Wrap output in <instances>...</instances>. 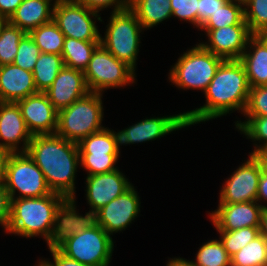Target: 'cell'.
<instances>
[{
	"label": "cell",
	"mask_w": 267,
	"mask_h": 266,
	"mask_svg": "<svg viewBox=\"0 0 267 266\" xmlns=\"http://www.w3.org/2000/svg\"><path fill=\"white\" fill-rule=\"evenodd\" d=\"M244 20V3L239 0H229L200 26L199 29H219L238 25Z\"/></svg>",
	"instance_id": "83f0119b"
},
{
	"label": "cell",
	"mask_w": 267,
	"mask_h": 266,
	"mask_svg": "<svg viewBox=\"0 0 267 266\" xmlns=\"http://www.w3.org/2000/svg\"><path fill=\"white\" fill-rule=\"evenodd\" d=\"M38 93L33 73L11 63L0 66V102H13Z\"/></svg>",
	"instance_id": "44dd1931"
},
{
	"label": "cell",
	"mask_w": 267,
	"mask_h": 266,
	"mask_svg": "<svg viewBox=\"0 0 267 266\" xmlns=\"http://www.w3.org/2000/svg\"><path fill=\"white\" fill-rule=\"evenodd\" d=\"M76 198H65L55 212L54 226L47 243L48 249H58L73 235L97 224L96 213H78Z\"/></svg>",
	"instance_id": "5bb4252c"
},
{
	"label": "cell",
	"mask_w": 267,
	"mask_h": 266,
	"mask_svg": "<svg viewBox=\"0 0 267 266\" xmlns=\"http://www.w3.org/2000/svg\"><path fill=\"white\" fill-rule=\"evenodd\" d=\"M53 262L49 259H39L42 266H88L64 255L59 249H49Z\"/></svg>",
	"instance_id": "7bdbcfd3"
},
{
	"label": "cell",
	"mask_w": 267,
	"mask_h": 266,
	"mask_svg": "<svg viewBox=\"0 0 267 266\" xmlns=\"http://www.w3.org/2000/svg\"><path fill=\"white\" fill-rule=\"evenodd\" d=\"M194 266H231V256L227 253L220 239L204 242L196 253Z\"/></svg>",
	"instance_id": "f546056e"
},
{
	"label": "cell",
	"mask_w": 267,
	"mask_h": 266,
	"mask_svg": "<svg viewBox=\"0 0 267 266\" xmlns=\"http://www.w3.org/2000/svg\"><path fill=\"white\" fill-rule=\"evenodd\" d=\"M235 128L244 134L246 139L254 142V150L249 154H255L260 148L267 145V116L246 118L245 121L237 120Z\"/></svg>",
	"instance_id": "1f68e13d"
},
{
	"label": "cell",
	"mask_w": 267,
	"mask_h": 266,
	"mask_svg": "<svg viewBox=\"0 0 267 266\" xmlns=\"http://www.w3.org/2000/svg\"><path fill=\"white\" fill-rule=\"evenodd\" d=\"M100 14L77 0H57L53 10V21L65 37L100 41L101 34L95 23L96 20L103 22Z\"/></svg>",
	"instance_id": "30bf717a"
},
{
	"label": "cell",
	"mask_w": 267,
	"mask_h": 266,
	"mask_svg": "<svg viewBox=\"0 0 267 266\" xmlns=\"http://www.w3.org/2000/svg\"><path fill=\"white\" fill-rule=\"evenodd\" d=\"M26 152L43 172L53 193L76 198L75 178L80 166L77 143L57 134L32 135Z\"/></svg>",
	"instance_id": "7a4b0ae2"
},
{
	"label": "cell",
	"mask_w": 267,
	"mask_h": 266,
	"mask_svg": "<svg viewBox=\"0 0 267 266\" xmlns=\"http://www.w3.org/2000/svg\"><path fill=\"white\" fill-rule=\"evenodd\" d=\"M245 118L267 116V85L250 87Z\"/></svg>",
	"instance_id": "74e56055"
},
{
	"label": "cell",
	"mask_w": 267,
	"mask_h": 266,
	"mask_svg": "<svg viewBox=\"0 0 267 266\" xmlns=\"http://www.w3.org/2000/svg\"><path fill=\"white\" fill-rule=\"evenodd\" d=\"M90 92L103 93L108 89L135 84L136 71L127 63L118 60L101 44L95 49L84 71Z\"/></svg>",
	"instance_id": "ba28073f"
},
{
	"label": "cell",
	"mask_w": 267,
	"mask_h": 266,
	"mask_svg": "<svg viewBox=\"0 0 267 266\" xmlns=\"http://www.w3.org/2000/svg\"><path fill=\"white\" fill-rule=\"evenodd\" d=\"M172 17L186 21L198 28L199 0H170Z\"/></svg>",
	"instance_id": "f35d334b"
},
{
	"label": "cell",
	"mask_w": 267,
	"mask_h": 266,
	"mask_svg": "<svg viewBox=\"0 0 267 266\" xmlns=\"http://www.w3.org/2000/svg\"><path fill=\"white\" fill-rule=\"evenodd\" d=\"M22 1L23 0H0V15L9 20Z\"/></svg>",
	"instance_id": "f6af8a7d"
},
{
	"label": "cell",
	"mask_w": 267,
	"mask_h": 266,
	"mask_svg": "<svg viewBox=\"0 0 267 266\" xmlns=\"http://www.w3.org/2000/svg\"><path fill=\"white\" fill-rule=\"evenodd\" d=\"M4 185L10 199L42 197L52 193L43 172L27 152L8 154L5 162Z\"/></svg>",
	"instance_id": "52a82bcc"
},
{
	"label": "cell",
	"mask_w": 267,
	"mask_h": 266,
	"mask_svg": "<svg viewBox=\"0 0 267 266\" xmlns=\"http://www.w3.org/2000/svg\"><path fill=\"white\" fill-rule=\"evenodd\" d=\"M250 86L240 60H224L204 92L203 106L185 112L187 127L238 111L244 114Z\"/></svg>",
	"instance_id": "6da1fadb"
},
{
	"label": "cell",
	"mask_w": 267,
	"mask_h": 266,
	"mask_svg": "<svg viewBox=\"0 0 267 266\" xmlns=\"http://www.w3.org/2000/svg\"><path fill=\"white\" fill-rule=\"evenodd\" d=\"M260 234L267 241V208H263L260 221Z\"/></svg>",
	"instance_id": "7dc6e473"
},
{
	"label": "cell",
	"mask_w": 267,
	"mask_h": 266,
	"mask_svg": "<svg viewBox=\"0 0 267 266\" xmlns=\"http://www.w3.org/2000/svg\"><path fill=\"white\" fill-rule=\"evenodd\" d=\"M29 35L39 47L41 53L61 55L65 36L53 20L40 25L32 30Z\"/></svg>",
	"instance_id": "4316f807"
},
{
	"label": "cell",
	"mask_w": 267,
	"mask_h": 266,
	"mask_svg": "<svg viewBox=\"0 0 267 266\" xmlns=\"http://www.w3.org/2000/svg\"><path fill=\"white\" fill-rule=\"evenodd\" d=\"M244 20L253 35H267V0H244Z\"/></svg>",
	"instance_id": "d6a6232c"
},
{
	"label": "cell",
	"mask_w": 267,
	"mask_h": 266,
	"mask_svg": "<svg viewBox=\"0 0 267 266\" xmlns=\"http://www.w3.org/2000/svg\"><path fill=\"white\" fill-rule=\"evenodd\" d=\"M8 154V152L0 149V183L4 182L5 162Z\"/></svg>",
	"instance_id": "681fc988"
},
{
	"label": "cell",
	"mask_w": 267,
	"mask_h": 266,
	"mask_svg": "<svg viewBox=\"0 0 267 266\" xmlns=\"http://www.w3.org/2000/svg\"><path fill=\"white\" fill-rule=\"evenodd\" d=\"M64 196L51 193L42 197L11 199L7 234L25 238L41 236L48 243L54 226L55 212Z\"/></svg>",
	"instance_id": "3957f363"
},
{
	"label": "cell",
	"mask_w": 267,
	"mask_h": 266,
	"mask_svg": "<svg viewBox=\"0 0 267 266\" xmlns=\"http://www.w3.org/2000/svg\"><path fill=\"white\" fill-rule=\"evenodd\" d=\"M64 67L61 55L40 53L34 66L33 77L38 92H45Z\"/></svg>",
	"instance_id": "484cf974"
},
{
	"label": "cell",
	"mask_w": 267,
	"mask_h": 266,
	"mask_svg": "<svg viewBox=\"0 0 267 266\" xmlns=\"http://www.w3.org/2000/svg\"><path fill=\"white\" fill-rule=\"evenodd\" d=\"M140 197L134 186L96 212L97 224L110 236L124 231L140 214Z\"/></svg>",
	"instance_id": "4fadbf2b"
},
{
	"label": "cell",
	"mask_w": 267,
	"mask_h": 266,
	"mask_svg": "<svg viewBox=\"0 0 267 266\" xmlns=\"http://www.w3.org/2000/svg\"><path fill=\"white\" fill-rule=\"evenodd\" d=\"M11 199L4 182L0 183V226H2L5 233L10 220Z\"/></svg>",
	"instance_id": "b9f144b4"
},
{
	"label": "cell",
	"mask_w": 267,
	"mask_h": 266,
	"mask_svg": "<svg viewBox=\"0 0 267 266\" xmlns=\"http://www.w3.org/2000/svg\"><path fill=\"white\" fill-rule=\"evenodd\" d=\"M78 149L79 154H119L111 129L107 127L82 139Z\"/></svg>",
	"instance_id": "4dcf8cb0"
},
{
	"label": "cell",
	"mask_w": 267,
	"mask_h": 266,
	"mask_svg": "<svg viewBox=\"0 0 267 266\" xmlns=\"http://www.w3.org/2000/svg\"><path fill=\"white\" fill-rule=\"evenodd\" d=\"M231 266H267V241L260 234L231 256Z\"/></svg>",
	"instance_id": "f1b7e54d"
},
{
	"label": "cell",
	"mask_w": 267,
	"mask_h": 266,
	"mask_svg": "<svg viewBox=\"0 0 267 266\" xmlns=\"http://www.w3.org/2000/svg\"><path fill=\"white\" fill-rule=\"evenodd\" d=\"M16 103L32 135L55 134L58 111L44 92L27 96Z\"/></svg>",
	"instance_id": "d6986e66"
},
{
	"label": "cell",
	"mask_w": 267,
	"mask_h": 266,
	"mask_svg": "<svg viewBox=\"0 0 267 266\" xmlns=\"http://www.w3.org/2000/svg\"><path fill=\"white\" fill-rule=\"evenodd\" d=\"M263 207L257 201L219 203L209 218L216 231H234L244 227H260Z\"/></svg>",
	"instance_id": "e0dca14e"
},
{
	"label": "cell",
	"mask_w": 267,
	"mask_h": 266,
	"mask_svg": "<svg viewBox=\"0 0 267 266\" xmlns=\"http://www.w3.org/2000/svg\"><path fill=\"white\" fill-rule=\"evenodd\" d=\"M89 92L84 72L64 66L44 93L55 109L60 111Z\"/></svg>",
	"instance_id": "ffe728a7"
},
{
	"label": "cell",
	"mask_w": 267,
	"mask_h": 266,
	"mask_svg": "<svg viewBox=\"0 0 267 266\" xmlns=\"http://www.w3.org/2000/svg\"><path fill=\"white\" fill-rule=\"evenodd\" d=\"M80 166L87 171V175L111 172L119 169L116 164L119 154H79Z\"/></svg>",
	"instance_id": "d590c367"
},
{
	"label": "cell",
	"mask_w": 267,
	"mask_h": 266,
	"mask_svg": "<svg viewBox=\"0 0 267 266\" xmlns=\"http://www.w3.org/2000/svg\"><path fill=\"white\" fill-rule=\"evenodd\" d=\"M100 41H83L65 37L61 56L64 66L85 71Z\"/></svg>",
	"instance_id": "d4e9b609"
},
{
	"label": "cell",
	"mask_w": 267,
	"mask_h": 266,
	"mask_svg": "<svg viewBox=\"0 0 267 266\" xmlns=\"http://www.w3.org/2000/svg\"><path fill=\"white\" fill-rule=\"evenodd\" d=\"M40 53L39 47L32 37L26 33L19 42L17 55L15 56L13 64L24 70L33 72Z\"/></svg>",
	"instance_id": "8d00e7d4"
},
{
	"label": "cell",
	"mask_w": 267,
	"mask_h": 266,
	"mask_svg": "<svg viewBox=\"0 0 267 266\" xmlns=\"http://www.w3.org/2000/svg\"><path fill=\"white\" fill-rule=\"evenodd\" d=\"M261 162V169H267V145L254 154Z\"/></svg>",
	"instance_id": "c3c4849f"
},
{
	"label": "cell",
	"mask_w": 267,
	"mask_h": 266,
	"mask_svg": "<svg viewBox=\"0 0 267 266\" xmlns=\"http://www.w3.org/2000/svg\"><path fill=\"white\" fill-rule=\"evenodd\" d=\"M227 253L232 256L260 235V227H244L234 231H217Z\"/></svg>",
	"instance_id": "e575fe53"
},
{
	"label": "cell",
	"mask_w": 267,
	"mask_h": 266,
	"mask_svg": "<svg viewBox=\"0 0 267 266\" xmlns=\"http://www.w3.org/2000/svg\"><path fill=\"white\" fill-rule=\"evenodd\" d=\"M223 61L224 59L196 43L191 49L187 48L172 65L168 80L178 89L205 92Z\"/></svg>",
	"instance_id": "8992f818"
},
{
	"label": "cell",
	"mask_w": 267,
	"mask_h": 266,
	"mask_svg": "<svg viewBox=\"0 0 267 266\" xmlns=\"http://www.w3.org/2000/svg\"><path fill=\"white\" fill-rule=\"evenodd\" d=\"M38 264H35L36 266H42L39 262H37Z\"/></svg>",
	"instance_id": "816d5d0a"
},
{
	"label": "cell",
	"mask_w": 267,
	"mask_h": 266,
	"mask_svg": "<svg viewBox=\"0 0 267 266\" xmlns=\"http://www.w3.org/2000/svg\"><path fill=\"white\" fill-rule=\"evenodd\" d=\"M87 8L97 11L104 10L105 8H111L112 12L123 10L129 7V0H77Z\"/></svg>",
	"instance_id": "ab89813d"
},
{
	"label": "cell",
	"mask_w": 267,
	"mask_h": 266,
	"mask_svg": "<svg viewBox=\"0 0 267 266\" xmlns=\"http://www.w3.org/2000/svg\"><path fill=\"white\" fill-rule=\"evenodd\" d=\"M229 0H199L198 8V30L200 26L214 14L220 7L224 6Z\"/></svg>",
	"instance_id": "60d3db41"
},
{
	"label": "cell",
	"mask_w": 267,
	"mask_h": 266,
	"mask_svg": "<svg viewBox=\"0 0 267 266\" xmlns=\"http://www.w3.org/2000/svg\"><path fill=\"white\" fill-rule=\"evenodd\" d=\"M182 128H187L185 112L162 117H146V119L118 132L113 129L111 132L114 136L116 150L120 155V146L122 145L154 141Z\"/></svg>",
	"instance_id": "8fae6325"
},
{
	"label": "cell",
	"mask_w": 267,
	"mask_h": 266,
	"mask_svg": "<svg viewBox=\"0 0 267 266\" xmlns=\"http://www.w3.org/2000/svg\"><path fill=\"white\" fill-rule=\"evenodd\" d=\"M240 61L250 87L267 85V35H253Z\"/></svg>",
	"instance_id": "7402d4cb"
},
{
	"label": "cell",
	"mask_w": 267,
	"mask_h": 266,
	"mask_svg": "<svg viewBox=\"0 0 267 266\" xmlns=\"http://www.w3.org/2000/svg\"><path fill=\"white\" fill-rule=\"evenodd\" d=\"M7 21L8 20L4 16L0 15V32H1L2 27L6 24Z\"/></svg>",
	"instance_id": "f907efd6"
},
{
	"label": "cell",
	"mask_w": 267,
	"mask_h": 266,
	"mask_svg": "<svg viewBox=\"0 0 267 266\" xmlns=\"http://www.w3.org/2000/svg\"><path fill=\"white\" fill-rule=\"evenodd\" d=\"M256 201L263 208H267V169H261ZM262 202H264L265 205Z\"/></svg>",
	"instance_id": "ee69618b"
},
{
	"label": "cell",
	"mask_w": 267,
	"mask_h": 266,
	"mask_svg": "<svg viewBox=\"0 0 267 266\" xmlns=\"http://www.w3.org/2000/svg\"><path fill=\"white\" fill-rule=\"evenodd\" d=\"M56 1L23 0L8 21L29 34L40 25L53 20V10Z\"/></svg>",
	"instance_id": "603a6c76"
},
{
	"label": "cell",
	"mask_w": 267,
	"mask_h": 266,
	"mask_svg": "<svg viewBox=\"0 0 267 266\" xmlns=\"http://www.w3.org/2000/svg\"><path fill=\"white\" fill-rule=\"evenodd\" d=\"M129 8L145 30L172 17L170 0H129Z\"/></svg>",
	"instance_id": "cb8c5ba5"
},
{
	"label": "cell",
	"mask_w": 267,
	"mask_h": 266,
	"mask_svg": "<svg viewBox=\"0 0 267 266\" xmlns=\"http://www.w3.org/2000/svg\"><path fill=\"white\" fill-rule=\"evenodd\" d=\"M110 14L104 37L101 34L100 44L118 60L136 70L140 33L145 29L129 7Z\"/></svg>",
	"instance_id": "5b68a950"
},
{
	"label": "cell",
	"mask_w": 267,
	"mask_h": 266,
	"mask_svg": "<svg viewBox=\"0 0 267 266\" xmlns=\"http://www.w3.org/2000/svg\"><path fill=\"white\" fill-rule=\"evenodd\" d=\"M31 139L18 104L0 102V149L8 153L26 152Z\"/></svg>",
	"instance_id": "ac0fdd59"
},
{
	"label": "cell",
	"mask_w": 267,
	"mask_h": 266,
	"mask_svg": "<svg viewBox=\"0 0 267 266\" xmlns=\"http://www.w3.org/2000/svg\"><path fill=\"white\" fill-rule=\"evenodd\" d=\"M85 178L86 200L89 210L95 213L133 186L120 169Z\"/></svg>",
	"instance_id": "2e32d148"
},
{
	"label": "cell",
	"mask_w": 267,
	"mask_h": 266,
	"mask_svg": "<svg viewBox=\"0 0 267 266\" xmlns=\"http://www.w3.org/2000/svg\"><path fill=\"white\" fill-rule=\"evenodd\" d=\"M64 255L88 266H109L114 241L100 225L73 235L58 248Z\"/></svg>",
	"instance_id": "9c48e42d"
},
{
	"label": "cell",
	"mask_w": 267,
	"mask_h": 266,
	"mask_svg": "<svg viewBox=\"0 0 267 266\" xmlns=\"http://www.w3.org/2000/svg\"><path fill=\"white\" fill-rule=\"evenodd\" d=\"M103 93L89 92L67 108L58 111L55 134L74 143H79L103 126Z\"/></svg>",
	"instance_id": "277c9868"
},
{
	"label": "cell",
	"mask_w": 267,
	"mask_h": 266,
	"mask_svg": "<svg viewBox=\"0 0 267 266\" xmlns=\"http://www.w3.org/2000/svg\"><path fill=\"white\" fill-rule=\"evenodd\" d=\"M26 33L9 21L0 32V66L13 63L20 40Z\"/></svg>",
	"instance_id": "836d02e7"
},
{
	"label": "cell",
	"mask_w": 267,
	"mask_h": 266,
	"mask_svg": "<svg viewBox=\"0 0 267 266\" xmlns=\"http://www.w3.org/2000/svg\"><path fill=\"white\" fill-rule=\"evenodd\" d=\"M234 170L220 190L219 203H244L256 201L261 176V162L254 155Z\"/></svg>",
	"instance_id": "7c38bea8"
},
{
	"label": "cell",
	"mask_w": 267,
	"mask_h": 266,
	"mask_svg": "<svg viewBox=\"0 0 267 266\" xmlns=\"http://www.w3.org/2000/svg\"><path fill=\"white\" fill-rule=\"evenodd\" d=\"M199 30H204L208 38L206 42L200 44L224 60H240L249 39L253 36L245 20L238 25Z\"/></svg>",
	"instance_id": "9a60e30c"
},
{
	"label": "cell",
	"mask_w": 267,
	"mask_h": 266,
	"mask_svg": "<svg viewBox=\"0 0 267 266\" xmlns=\"http://www.w3.org/2000/svg\"><path fill=\"white\" fill-rule=\"evenodd\" d=\"M166 266H194L190 260L181 257L170 258Z\"/></svg>",
	"instance_id": "bcb514c9"
}]
</instances>
